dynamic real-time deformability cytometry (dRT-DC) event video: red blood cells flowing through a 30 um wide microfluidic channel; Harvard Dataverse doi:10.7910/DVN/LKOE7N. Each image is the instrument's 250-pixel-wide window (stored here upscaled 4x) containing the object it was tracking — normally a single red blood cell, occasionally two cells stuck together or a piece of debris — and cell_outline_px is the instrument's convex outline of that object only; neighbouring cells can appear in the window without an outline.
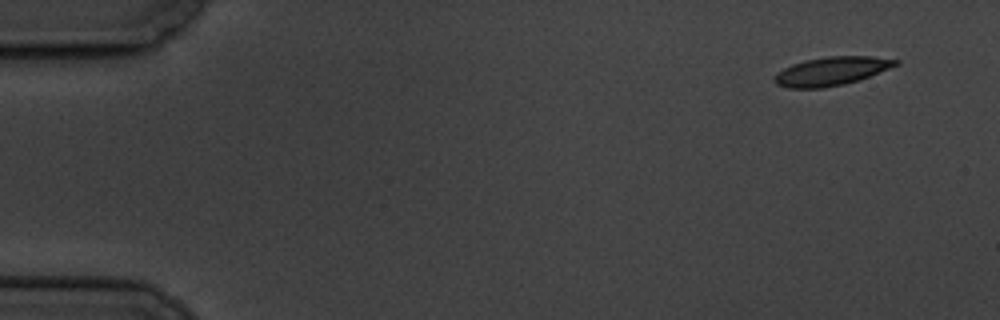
{"species": "common noctule bat (a hibernating species)", "species_latin": "Nyctalus noctula", "temperature_condition": "cold", "stored_images_in_passage": 5, "camera_frame_rate_fps": 3000, "um_per_image_px": 0.085, "animal": {"sex": "male", "body_mass_g": 19.5, "forearm_length_mm": 54.6}, "frame": {"image": 1, "passage_image": 1, "time_ms": 0.0, "image_size_px": [1000, 320], "cell_outline_px": [[900, 64], [860, 80], [844, 84], [824, 88], [788, 88], [776, 84], [772, 80], [772, 76], [776, 72], [792, 64], [804, 60], [828, 56], [872, 56], [900, 60]], "centroid_in_image_um": [70.65, 6.05], "position_along_channel_um": 14.3, "area_um2": 20.46}}
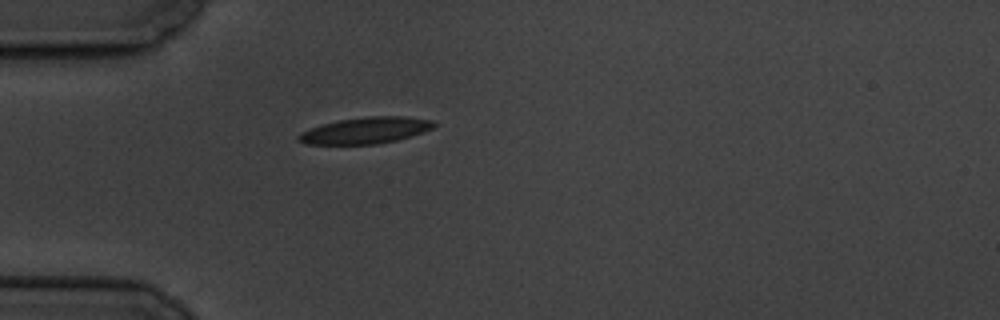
{"frame": {"image": 2, "passage_image": 5, "time_ms": 4.333, "image_size_px": [1000, 320], "cell_outline_px": [[436, 124], [432, 128], [424, 132], [396, 140], [376, 144], [304, 144], [296, 140], [296, 136], [300, 132], [324, 124], [340, 120], [368, 116], [404, 116], [432, 120]], "centroid_in_image_um": [31.06, 11.09], "position_along_channel_um": 53.9, "area_um2": 20.69}}